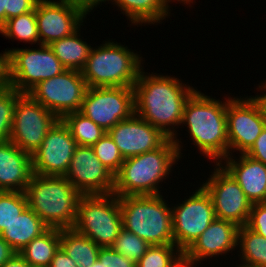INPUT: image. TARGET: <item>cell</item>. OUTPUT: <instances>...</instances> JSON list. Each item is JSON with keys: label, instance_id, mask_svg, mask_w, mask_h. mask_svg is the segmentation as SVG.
<instances>
[{"label": "cell", "instance_id": "obj_44", "mask_svg": "<svg viewBox=\"0 0 266 267\" xmlns=\"http://www.w3.org/2000/svg\"><path fill=\"white\" fill-rule=\"evenodd\" d=\"M1 267H31V266L19 253H16L11 259L7 260Z\"/></svg>", "mask_w": 266, "mask_h": 267}, {"label": "cell", "instance_id": "obj_10", "mask_svg": "<svg viewBox=\"0 0 266 267\" xmlns=\"http://www.w3.org/2000/svg\"><path fill=\"white\" fill-rule=\"evenodd\" d=\"M87 88L81 71L66 69L39 82L27 94L62 119L68 113L80 111Z\"/></svg>", "mask_w": 266, "mask_h": 267}, {"label": "cell", "instance_id": "obj_42", "mask_svg": "<svg viewBox=\"0 0 266 267\" xmlns=\"http://www.w3.org/2000/svg\"><path fill=\"white\" fill-rule=\"evenodd\" d=\"M17 252L0 235V267Z\"/></svg>", "mask_w": 266, "mask_h": 267}, {"label": "cell", "instance_id": "obj_1", "mask_svg": "<svg viewBox=\"0 0 266 267\" xmlns=\"http://www.w3.org/2000/svg\"><path fill=\"white\" fill-rule=\"evenodd\" d=\"M144 69L140 71L133 86L135 114L171 138L182 158L184 146L182 139L178 138V128H182L179 126L182 123L184 105L196 87L184 84L175 76L153 72L150 74Z\"/></svg>", "mask_w": 266, "mask_h": 267}, {"label": "cell", "instance_id": "obj_23", "mask_svg": "<svg viewBox=\"0 0 266 267\" xmlns=\"http://www.w3.org/2000/svg\"><path fill=\"white\" fill-rule=\"evenodd\" d=\"M110 3L118 7L117 10L127 17L132 26L162 24L171 16L163 0H110Z\"/></svg>", "mask_w": 266, "mask_h": 267}, {"label": "cell", "instance_id": "obj_32", "mask_svg": "<svg viewBox=\"0 0 266 267\" xmlns=\"http://www.w3.org/2000/svg\"><path fill=\"white\" fill-rule=\"evenodd\" d=\"M150 246L145 240L123 228L111 247L137 263Z\"/></svg>", "mask_w": 266, "mask_h": 267}, {"label": "cell", "instance_id": "obj_2", "mask_svg": "<svg viewBox=\"0 0 266 267\" xmlns=\"http://www.w3.org/2000/svg\"><path fill=\"white\" fill-rule=\"evenodd\" d=\"M211 97L196 88L184 105L181 126L200 155L215 164L228 157L227 96L223 101Z\"/></svg>", "mask_w": 266, "mask_h": 267}, {"label": "cell", "instance_id": "obj_15", "mask_svg": "<svg viewBox=\"0 0 266 267\" xmlns=\"http://www.w3.org/2000/svg\"><path fill=\"white\" fill-rule=\"evenodd\" d=\"M76 147L77 143L70 129L62 119H58L32 155L33 173L41 176H64Z\"/></svg>", "mask_w": 266, "mask_h": 267}, {"label": "cell", "instance_id": "obj_22", "mask_svg": "<svg viewBox=\"0 0 266 267\" xmlns=\"http://www.w3.org/2000/svg\"><path fill=\"white\" fill-rule=\"evenodd\" d=\"M49 227L28 206L0 233L1 237L19 253L34 238L41 236Z\"/></svg>", "mask_w": 266, "mask_h": 267}, {"label": "cell", "instance_id": "obj_24", "mask_svg": "<svg viewBox=\"0 0 266 267\" xmlns=\"http://www.w3.org/2000/svg\"><path fill=\"white\" fill-rule=\"evenodd\" d=\"M81 27L73 34L52 42L49 47L66 69L81 71L92 46L80 35Z\"/></svg>", "mask_w": 266, "mask_h": 267}, {"label": "cell", "instance_id": "obj_20", "mask_svg": "<svg viewBox=\"0 0 266 267\" xmlns=\"http://www.w3.org/2000/svg\"><path fill=\"white\" fill-rule=\"evenodd\" d=\"M238 156L225 157L220 164L238 182L252 204L265 203L266 165L246 154H239Z\"/></svg>", "mask_w": 266, "mask_h": 267}, {"label": "cell", "instance_id": "obj_36", "mask_svg": "<svg viewBox=\"0 0 266 267\" xmlns=\"http://www.w3.org/2000/svg\"><path fill=\"white\" fill-rule=\"evenodd\" d=\"M246 226L266 238V202L252 204Z\"/></svg>", "mask_w": 266, "mask_h": 267}, {"label": "cell", "instance_id": "obj_43", "mask_svg": "<svg viewBox=\"0 0 266 267\" xmlns=\"http://www.w3.org/2000/svg\"><path fill=\"white\" fill-rule=\"evenodd\" d=\"M260 84H258L259 86L256 88V90L258 89L257 91H260L261 93L263 91V94L261 95V93L258 94L257 92V95L253 96V98L259 103L262 109L263 115L266 118V80L264 82L261 81Z\"/></svg>", "mask_w": 266, "mask_h": 267}, {"label": "cell", "instance_id": "obj_4", "mask_svg": "<svg viewBox=\"0 0 266 267\" xmlns=\"http://www.w3.org/2000/svg\"><path fill=\"white\" fill-rule=\"evenodd\" d=\"M28 206L49 228H72L82 196L65 176L33 173L25 189Z\"/></svg>", "mask_w": 266, "mask_h": 267}, {"label": "cell", "instance_id": "obj_8", "mask_svg": "<svg viewBox=\"0 0 266 267\" xmlns=\"http://www.w3.org/2000/svg\"><path fill=\"white\" fill-rule=\"evenodd\" d=\"M38 46L6 49L10 55L11 87L22 94L66 70L49 45Z\"/></svg>", "mask_w": 266, "mask_h": 267}, {"label": "cell", "instance_id": "obj_40", "mask_svg": "<svg viewBox=\"0 0 266 267\" xmlns=\"http://www.w3.org/2000/svg\"><path fill=\"white\" fill-rule=\"evenodd\" d=\"M62 1L67 3L69 6L78 9L86 17L87 14L89 15L91 11L94 12L95 8L99 7V5L101 6L102 3L104 4L105 2L106 3L108 2V4H110L109 3L110 0H62Z\"/></svg>", "mask_w": 266, "mask_h": 267}, {"label": "cell", "instance_id": "obj_13", "mask_svg": "<svg viewBox=\"0 0 266 267\" xmlns=\"http://www.w3.org/2000/svg\"><path fill=\"white\" fill-rule=\"evenodd\" d=\"M57 120L43 105L28 94H22L14 106L10 141L22 151L33 155Z\"/></svg>", "mask_w": 266, "mask_h": 267}, {"label": "cell", "instance_id": "obj_37", "mask_svg": "<svg viewBox=\"0 0 266 267\" xmlns=\"http://www.w3.org/2000/svg\"><path fill=\"white\" fill-rule=\"evenodd\" d=\"M37 2L38 0H9L8 20L10 18L33 11Z\"/></svg>", "mask_w": 266, "mask_h": 267}, {"label": "cell", "instance_id": "obj_5", "mask_svg": "<svg viewBox=\"0 0 266 267\" xmlns=\"http://www.w3.org/2000/svg\"><path fill=\"white\" fill-rule=\"evenodd\" d=\"M106 40L100 46L91 48L81 70L87 86L133 87L144 68V58L113 39Z\"/></svg>", "mask_w": 266, "mask_h": 267}, {"label": "cell", "instance_id": "obj_30", "mask_svg": "<svg viewBox=\"0 0 266 267\" xmlns=\"http://www.w3.org/2000/svg\"><path fill=\"white\" fill-rule=\"evenodd\" d=\"M184 253L175 244L151 245L136 267H180Z\"/></svg>", "mask_w": 266, "mask_h": 267}, {"label": "cell", "instance_id": "obj_6", "mask_svg": "<svg viewBox=\"0 0 266 267\" xmlns=\"http://www.w3.org/2000/svg\"><path fill=\"white\" fill-rule=\"evenodd\" d=\"M161 195L121 196L123 228L149 245L174 244L172 207Z\"/></svg>", "mask_w": 266, "mask_h": 267}, {"label": "cell", "instance_id": "obj_11", "mask_svg": "<svg viewBox=\"0 0 266 267\" xmlns=\"http://www.w3.org/2000/svg\"><path fill=\"white\" fill-rule=\"evenodd\" d=\"M226 116L228 156L234 155V152L245 154L266 126L262 109L252 95L228 96Z\"/></svg>", "mask_w": 266, "mask_h": 267}, {"label": "cell", "instance_id": "obj_27", "mask_svg": "<svg viewBox=\"0 0 266 267\" xmlns=\"http://www.w3.org/2000/svg\"><path fill=\"white\" fill-rule=\"evenodd\" d=\"M237 255L244 264L266 267V238L249 229L246 225L238 230ZM240 254V255H239Z\"/></svg>", "mask_w": 266, "mask_h": 267}, {"label": "cell", "instance_id": "obj_26", "mask_svg": "<svg viewBox=\"0 0 266 267\" xmlns=\"http://www.w3.org/2000/svg\"><path fill=\"white\" fill-rule=\"evenodd\" d=\"M60 247V229L49 228L34 238L19 254L31 267H49L55 252Z\"/></svg>", "mask_w": 266, "mask_h": 267}, {"label": "cell", "instance_id": "obj_12", "mask_svg": "<svg viewBox=\"0 0 266 267\" xmlns=\"http://www.w3.org/2000/svg\"><path fill=\"white\" fill-rule=\"evenodd\" d=\"M80 112L108 132L135 113L133 87H88Z\"/></svg>", "mask_w": 266, "mask_h": 267}, {"label": "cell", "instance_id": "obj_34", "mask_svg": "<svg viewBox=\"0 0 266 267\" xmlns=\"http://www.w3.org/2000/svg\"><path fill=\"white\" fill-rule=\"evenodd\" d=\"M92 148L96 157L113 175L120 170L124 158L108 133L95 143Z\"/></svg>", "mask_w": 266, "mask_h": 267}, {"label": "cell", "instance_id": "obj_46", "mask_svg": "<svg viewBox=\"0 0 266 267\" xmlns=\"http://www.w3.org/2000/svg\"><path fill=\"white\" fill-rule=\"evenodd\" d=\"M179 2L180 4L182 3L183 5H189V6H187V7H190V5L191 4H193V3H196V1H194V0H163V3H164V5H165V7L167 8V10L169 11V12H171L172 10L170 9L171 7H170V3L172 4V2Z\"/></svg>", "mask_w": 266, "mask_h": 267}, {"label": "cell", "instance_id": "obj_33", "mask_svg": "<svg viewBox=\"0 0 266 267\" xmlns=\"http://www.w3.org/2000/svg\"><path fill=\"white\" fill-rule=\"evenodd\" d=\"M21 95L13 87L0 90V142L10 141L14 106Z\"/></svg>", "mask_w": 266, "mask_h": 267}, {"label": "cell", "instance_id": "obj_45", "mask_svg": "<svg viewBox=\"0 0 266 267\" xmlns=\"http://www.w3.org/2000/svg\"><path fill=\"white\" fill-rule=\"evenodd\" d=\"M9 0H0V27L8 20Z\"/></svg>", "mask_w": 266, "mask_h": 267}, {"label": "cell", "instance_id": "obj_31", "mask_svg": "<svg viewBox=\"0 0 266 267\" xmlns=\"http://www.w3.org/2000/svg\"><path fill=\"white\" fill-rule=\"evenodd\" d=\"M27 207L25 192L0 191V233Z\"/></svg>", "mask_w": 266, "mask_h": 267}, {"label": "cell", "instance_id": "obj_28", "mask_svg": "<svg viewBox=\"0 0 266 267\" xmlns=\"http://www.w3.org/2000/svg\"><path fill=\"white\" fill-rule=\"evenodd\" d=\"M0 34L8 40L40 45L35 9L7 20L0 27Z\"/></svg>", "mask_w": 266, "mask_h": 267}, {"label": "cell", "instance_id": "obj_14", "mask_svg": "<svg viewBox=\"0 0 266 267\" xmlns=\"http://www.w3.org/2000/svg\"><path fill=\"white\" fill-rule=\"evenodd\" d=\"M213 167L207 180L200 183L211 196L216 218L234 222L239 227L246 225L252 203L220 163L213 164Z\"/></svg>", "mask_w": 266, "mask_h": 267}, {"label": "cell", "instance_id": "obj_16", "mask_svg": "<svg viewBox=\"0 0 266 267\" xmlns=\"http://www.w3.org/2000/svg\"><path fill=\"white\" fill-rule=\"evenodd\" d=\"M64 176L81 195H106L114 189V175L91 146L77 145Z\"/></svg>", "mask_w": 266, "mask_h": 267}, {"label": "cell", "instance_id": "obj_48", "mask_svg": "<svg viewBox=\"0 0 266 267\" xmlns=\"http://www.w3.org/2000/svg\"><path fill=\"white\" fill-rule=\"evenodd\" d=\"M90 267H103L102 262L97 259Z\"/></svg>", "mask_w": 266, "mask_h": 267}, {"label": "cell", "instance_id": "obj_39", "mask_svg": "<svg viewBox=\"0 0 266 267\" xmlns=\"http://www.w3.org/2000/svg\"><path fill=\"white\" fill-rule=\"evenodd\" d=\"M2 52L0 53V90L11 87L10 55L6 49Z\"/></svg>", "mask_w": 266, "mask_h": 267}, {"label": "cell", "instance_id": "obj_21", "mask_svg": "<svg viewBox=\"0 0 266 267\" xmlns=\"http://www.w3.org/2000/svg\"><path fill=\"white\" fill-rule=\"evenodd\" d=\"M32 175V155L11 141L0 142V191L24 192Z\"/></svg>", "mask_w": 266, "mask_h": 267}, {"label": "cell", "instance_id": "obj_38", "mask_svg": "<svg viewBox=\"0 0 266 267\" xmlns=\"http://www.w3.org/2000/svg\"><path fill=\"white\" fill-rule=\"evenodd\" d=\"M245 154L266 165V126L252 147Z\"/></svg>", "mask_w": 266, "mask_h": 267}, {"label": "cell", "instance_id": "obj_17", "mask_svg": "<svg viewBox=\"0 0 266 267\" xmlns=\"http://www.w3.org/2000/svg\"><path fill=\"white\" fill-rule=\"evenodd\" d=\"M40 44L50 45L77 31L86 16L62 0H38L35 6ZM85 20V21H84Z\"/></svg>", "mask_w": 266, "mask_h": 267}, {"label": "cell", "instance_id": "obj_29", "mask_svg": "<svg viewBox=\"0 0 266 267\" xmlns=\"http://www.w3.org/2000/svg\"><path fill=\"white\" fill-rule=\"evenodd\" d=\"M62 120L70 129L77 145L92 147L107 133L80 111L68 113Z\"/></svg>", "mask_w": 266, "mask_h": 267}, {"label": "cell", "instance_id": "obj_18", "mask_svg": "<svg viewBox=\"0 0 266 267\" xmlns=\"http://www.w3.org/2000/svg\"><path fill=\"white\" fill-rule=\"evenodd\" d=\"M107 133L124 159L160 148L169 139L160 129L135 113L118 122Z\"/></svg>", "mask_w": 266, "mask_h": 267}, {"label": "cell", "instance_id": "obj_3", "mask_svg": "<svg viewBox=\"0 0 266 267\" xmlns=\"http://www.w3.org/2000/svg\"><path fill=\"white\" fill-rule=\"evenodd\" d=\"M179 160L178 149L171 138L160 148L124 159L114 175L112 193L118 197L161 195L162 182L166 183Z\"/></svg>", "mask_w": 266, "mask_h": 267}, {"label": "cell", "instance_id": "obj_9", "mask_svg": "<svg viewBox=\"0 0 266 267\" xmlns=\"http://www.w3.org/2000/svg\"><path fill=\"white\" fill-rule=\"evenodd\" d=\"M199 186L182 203H171L174 244L183 253L216 218L211 196L201 183Z\"/></svg>", "mask_w": 266, "mask_h": 267}, {"label": "cell", "instance_id": "obj_19", "mask_svg": "<svg viewBox=\"0 0 266 267\" xmlns=\"http://www.w3.org/2000/svg\"><path fill=\"white\" fill-rule=\"evenodd\" d=\"M238 230L236 223L215 218L184 253V263L196 267L212 257L216 258L214 261H218L220 255L227 257L228 253L237 249Z\"/></svg>", "mask_w": 266, "mask_h": 267}, {"label": "cell", "instance_id": "obj_49", "mask_svg": "<svg viewBox=\"0 0 266 267\" xmlns=\"http://www.w3.org/2000/svg\"><path fill=\"white\" fill-rule=\"evenodd\" d=\"M180 267H193V266H191V265H189L187 263H183Z\"/></svg>", "mask_w": 266, "mask_h": 267}, {"label": "cell", "instance_id": "obj_35", "mask_svg": "<svg viewBox=\"0 0 266 267\" xmlns=\"http://www.w3.org/2000/svg\"><path fill=\"white\" fill-rule=\"evenodd\" d=\"M98 259L102 262L103 267H136V263L112 247H101L98 253Z\"/></svg>", "mask_w": 266, "mask_h": 267}, {"label": "cell", "instance_id": "obj_41", "mask_svg": "<svg viewBox=\"0 0 266 267\" xmlns=\"http://www.w3.org/2000/svg\"><path fill=\"white\" fill-rule=\"evenodd\" d=\"M49 267H77L75 262L59 247L51 260Z\"/></svg>", "mask_w": 266, "mask_h": 267}, {"label": "cell", "instance_id": "obj_7", "mask_svg": "<svg viewBox=\"0 0 266 267\" xmlns=\"http://www.w3.org/2000/svg\"><path fill=\"white\" fill-rule=\"evenodd\" d=\"M72 228L99 247H111L123 229L119 197L114 193L82 195Z\"/></svg>", "mask_w": 266, "mask_h": 267}, {"label": "cell", "instance_id": "obj_25", "mask_svg": "<svg viewBox=\"0 0 266 267\" xmlns=\"http://www.w3.org/2000/svg\"><path fill=\"white\" fill-rule=\"evenodd\" d=\"M60 247L77 267H90L98 259L99 247L73 228L60 229Z\"/></svg>", "mask_w": 266, "mask_h": 267}, {"label": "cell", "instance_id": "obj_47", "mask_svg": "<svg viewBox=\"0 0 266 267\" xmlns=\"http://www.w3.org/2000/svg\"><path fill=\"white\" fill-rule=\"evenodd\" d=\"M241 264H236V267H264V266H256V265H250V264H244L242 262H240Z\"/></svg>", "mask_w": 266, "mask_h": 267}]
</instances>
